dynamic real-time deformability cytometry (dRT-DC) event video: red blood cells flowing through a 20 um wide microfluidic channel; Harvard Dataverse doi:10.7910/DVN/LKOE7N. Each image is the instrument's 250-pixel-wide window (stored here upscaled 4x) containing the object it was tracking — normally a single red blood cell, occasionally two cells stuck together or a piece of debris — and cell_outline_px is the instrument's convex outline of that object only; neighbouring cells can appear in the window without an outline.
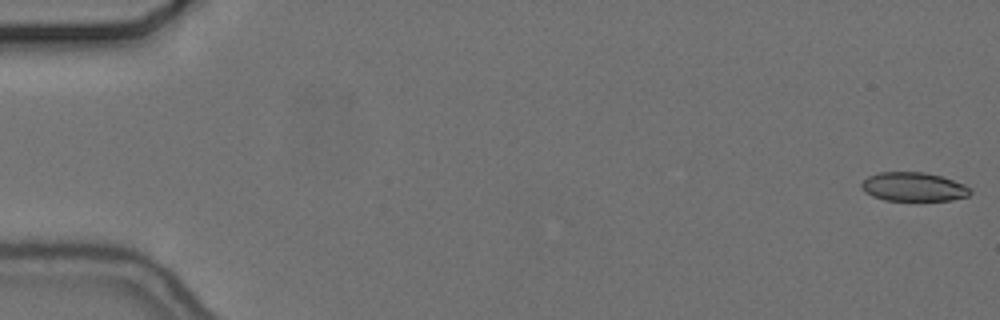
{"species": "common noctule bat (a hibernating species)", "species_latin": "Nyctalus noctula", "temperature_condition": "cold", "stored_images_in_passage": 14, "camera_frame_rate_fps": 3000, "um_per_image_px": 0.085, "animal": {"sex": "female", "body_mass_g": 24.6, "forearm_length_mm": 56.2}, "frame": {"image": 1, "passage_image": 1, "time_ms": 0.0, "image_size_px": [1000, 320], "cell_outline_px": [[972, 192], [968, 196], [952, 200], [884, 200], [872, 196], [864, 192], [860, 188], [860, 184], [868, 176], [880, 172], [924, 172], [940, 176], [964, 184]], "centroid_in_image_um": [77.61, 15.88], "position_along_channel_um": 7.4, "area_um2": 18.26}}